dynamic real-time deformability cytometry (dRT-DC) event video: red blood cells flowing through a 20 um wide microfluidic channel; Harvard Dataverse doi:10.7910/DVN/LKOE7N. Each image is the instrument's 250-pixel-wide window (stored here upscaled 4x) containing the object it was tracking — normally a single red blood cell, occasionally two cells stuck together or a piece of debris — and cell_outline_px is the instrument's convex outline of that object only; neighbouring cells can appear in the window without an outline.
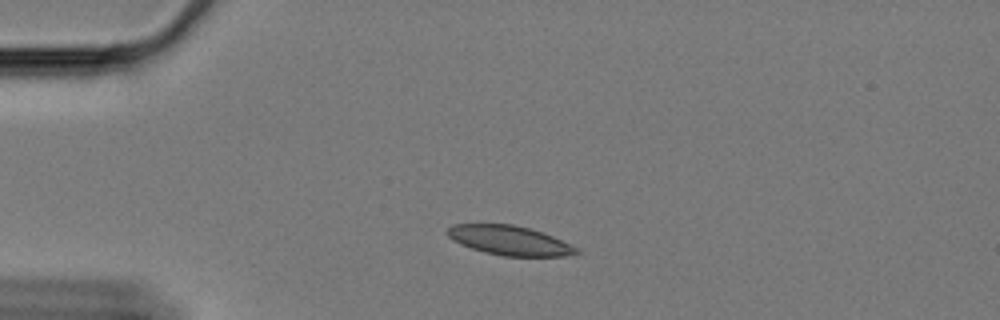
{"species": "Egyptian fruit bat (a non-hibernating species)", "species_latin": "Rousettus aegyptiacus", "temperature_condition": "cold", "stored_images_in_passage": 11, "camera_frame_rate_fps": 3000, "um_per_image_px": 0.085, "animal": {"sex": "female"}, "frame": {"image": 1, "passage_image": 1, "time_ms": 0.0, "image_size_px": [1000, 320], "cell_outline_px": [[580, 252], [564, 256], [504, 256], [484, 252], [460, 244], [452, 240], [444, 232], [452, 224], [512, 224], [528, 228], [552, 236], [576, 248]], "centroid_in_image_um": [43.23, 20.43], "position_along_channel_um": 41.8, "area_um2": 21.85}}
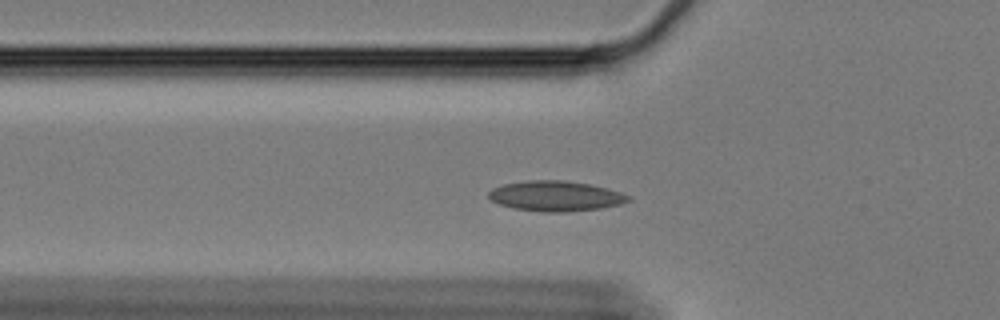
{"frame": {"image": 2, "passage_image": 7, "time_ms": 2.0, "image_size_px": [1000, 320], "cell_outline_px": [[632, 200], [620, 204], [600, 208], [564, 212], [544, 212], [512, 208], [488, 200], [488, 192], [492, 188], [504, 184], [528, 180], [564, 180], [592, 184], [608, 188], [620, 192], [628, 196]], "centroid_in_image_um": [47.2, 16.66], "position_along_channel_um": 78.6, "area_um2": 24.74}}
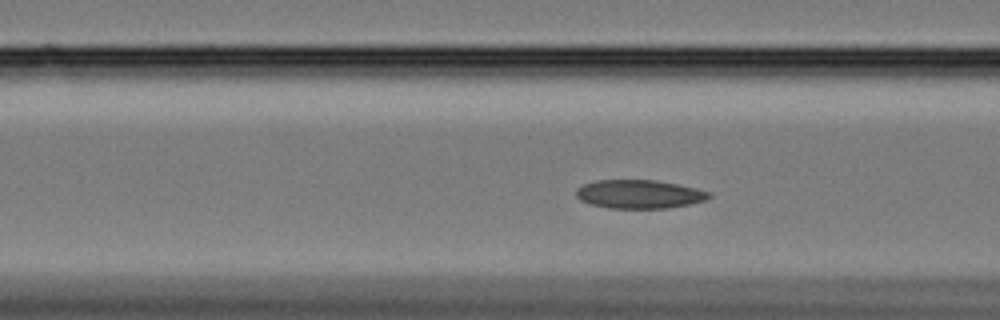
{"frame": {"image": 3, "passage_image": 10, "time_ms": 3.0, "image_size_px": [1000, 320], "cell_outline_px": [[712, 196], [704, 200], [688, 204], [668, 208], [608, 208], [592, 204], [580, 200], [576, 196], [576, 192], [584, 184], [596, 180], [656, 180], [696, 188], [712, 192]], "centroid_in_image_um": [54.36, 16.5], "position_along_channel_um": 112.2, "area_um2": 21.96}}